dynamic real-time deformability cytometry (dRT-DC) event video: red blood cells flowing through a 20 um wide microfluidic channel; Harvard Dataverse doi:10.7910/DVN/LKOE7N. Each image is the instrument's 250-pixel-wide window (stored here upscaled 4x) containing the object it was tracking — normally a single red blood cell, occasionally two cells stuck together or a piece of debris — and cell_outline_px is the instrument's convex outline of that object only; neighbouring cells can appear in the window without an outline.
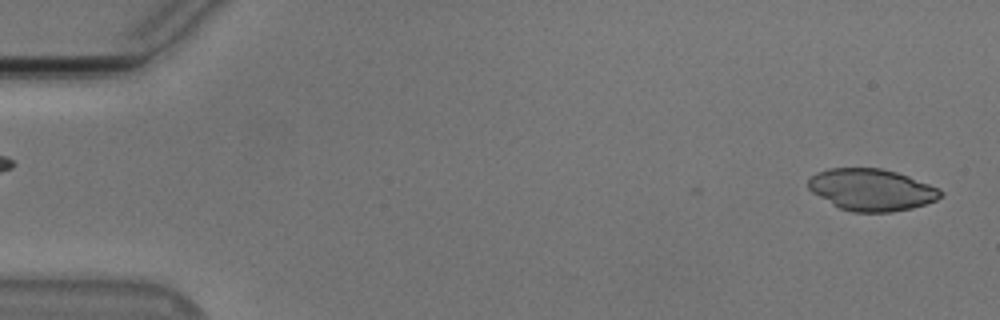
{"species": "Egyptian fruit bat (a non-hibernating species)", "species_latin": "Rousettus aegyptiacus", "temperature_condition": "cold", "stored_images_in_passage": 4, "camera_frame_rate_fps": 3000, "um_per_image_px": 0.085, "animal": {"sex": "male"}, "frame": {"image": 1, "passage_image": 2, "time_ms": 0.333, "image_size_px": [1000, 320], "cell_outline_px": [[944, 196], [936, 200], [912, 208], [892, 212], [852, 212], [840, 208], [832, 204], [812, 192], [808, 188], [808, 180], [816, 172], [828, 168], [880, 168], [896, 172], [908, 176], [940, 188], [944, 192]], "centroid_in_image_um": [74.1, 16.13], "position_along_channel_um": 10.9, "area_um2": 32.31}}